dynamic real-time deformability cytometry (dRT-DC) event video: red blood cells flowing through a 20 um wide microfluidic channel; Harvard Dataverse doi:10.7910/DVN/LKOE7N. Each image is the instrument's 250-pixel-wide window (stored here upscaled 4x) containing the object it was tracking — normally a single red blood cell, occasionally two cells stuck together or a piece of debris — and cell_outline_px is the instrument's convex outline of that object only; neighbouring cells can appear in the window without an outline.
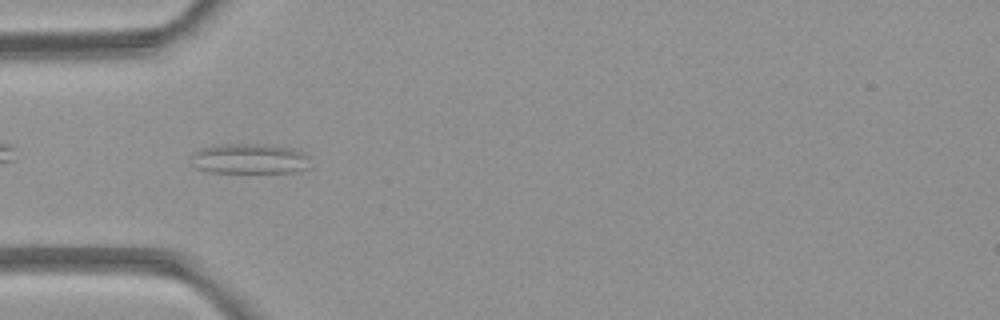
{"species": "common noctule bat (a hibernating species)", "species_latin": "Nyctalus noctula", "temperature_condition": "room temperature", "stored_images_in_passage": 7, "camera_frame_rate_fps": 3000, "um_per_image_px": 0.085, "animal": {"sex": "female", "body_mass_g": 21.9}, "frame": {"image": 1, "passage_image": 5, "time_ms": 5.333, "image_size_px": [1000, 320], "cell_outline_px": [[312, 168], [300, 172], [208, 172], [196, 168], [192, 164], [192, 152], [200, 148], [224, 144], [260, 144], [292, 148], [304, 152], [308, 156]], "centroid_in_image_um": [21.26, 13.5], "position_along_channel_um": 63.7, "area_um2": 21.27}}